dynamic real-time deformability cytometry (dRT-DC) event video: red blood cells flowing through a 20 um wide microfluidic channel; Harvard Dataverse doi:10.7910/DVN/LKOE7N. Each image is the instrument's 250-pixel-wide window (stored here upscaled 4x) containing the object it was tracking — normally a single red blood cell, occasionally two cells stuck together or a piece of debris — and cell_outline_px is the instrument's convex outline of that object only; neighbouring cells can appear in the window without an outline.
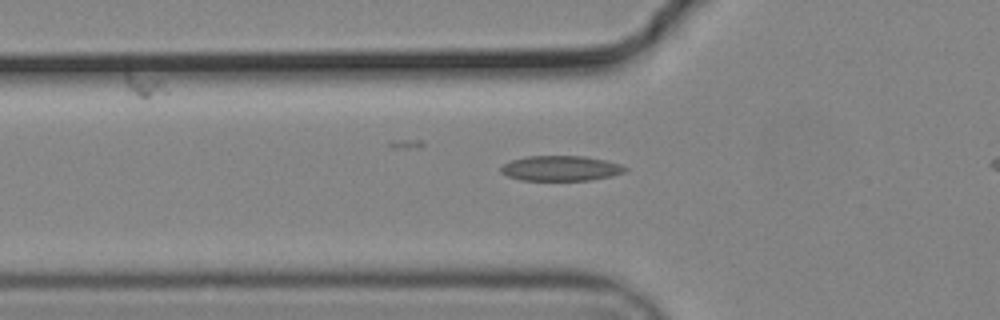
{"species": "common noctule bat (a hibernating species)", "species_latin": "Nyctalus noctula", "temperature_condition": "cold", "stored_images_in_passage": 49, "camera_frame_rate_fps": 3000, "um_per_image_px": 0.085, "animal": {"sex": "male", "body_mass_g": 19.2, "forearm_length_mm": 51.8}, "frame": {"image": 1, "passage_image": 19, "time_ms": 6.0, "image_size_px": [1000, 320], "cell_outline_px": [[628, 168], [624, 172], [612, 176], [588, 180], [520, 180], [508, 176], [500, 172], [500, 168], [504, 164], [512, 160], [528, 156], [584, 156], [604, 160], [620, 164]], "centroid_in_image_um": [47.66, 14.31], "position_along_channel_um": 78.1, "area_um2": 18.09}}
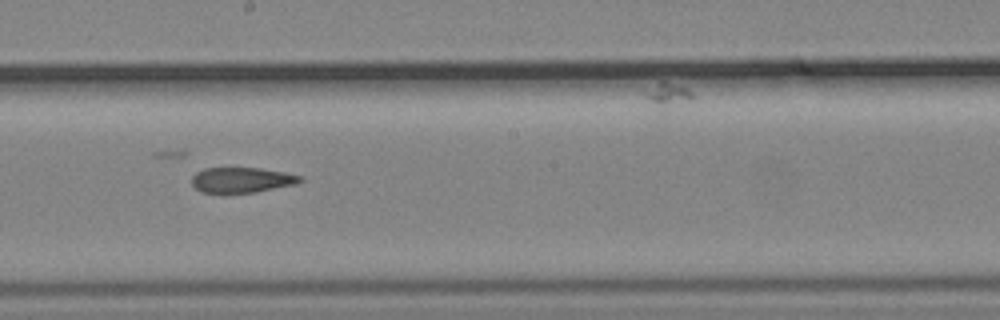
{"frame": {"image": 2, "passage_image": 31, "time_ms": 10.0, "image_size_px": [1000, 320], "cell_outline_px": [[304, 180], [296, 184], [256, 192], [200, 192], [192, 184], [192, 176], [196, 172], [204, 168], [260, 168], [284, 172], [304, 176]], "centroid_in_image_um": [20.58, 15.29], "position_along_channel_um": 227.6, "area_um2": 15.95}}
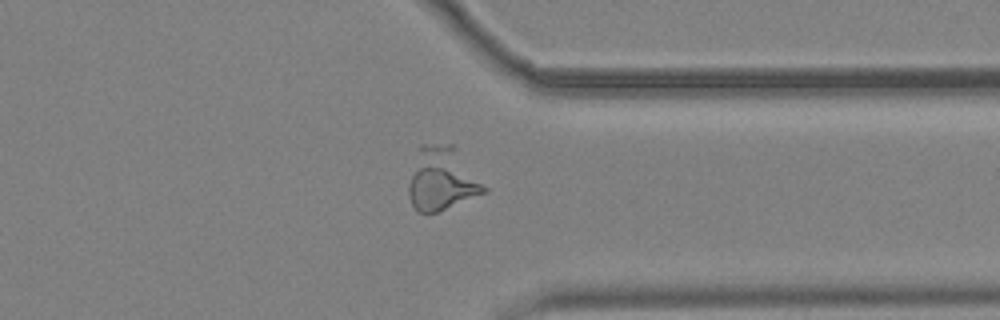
{"frame": {"image": 3, "passage_image": 43, "time_ms": 14.0, "image_size_px": [1000, 320], "cell_outline_px": [[488, 192], [436, 212], [420, 212], [412, 204], [408, 196], [408, 188], [420, 144], [452, 144], [488, 188]], "centroid_in_image_um": [37.6, 15.22], "position_along_channel_um": 373.8, "area_um2": 27.34}}